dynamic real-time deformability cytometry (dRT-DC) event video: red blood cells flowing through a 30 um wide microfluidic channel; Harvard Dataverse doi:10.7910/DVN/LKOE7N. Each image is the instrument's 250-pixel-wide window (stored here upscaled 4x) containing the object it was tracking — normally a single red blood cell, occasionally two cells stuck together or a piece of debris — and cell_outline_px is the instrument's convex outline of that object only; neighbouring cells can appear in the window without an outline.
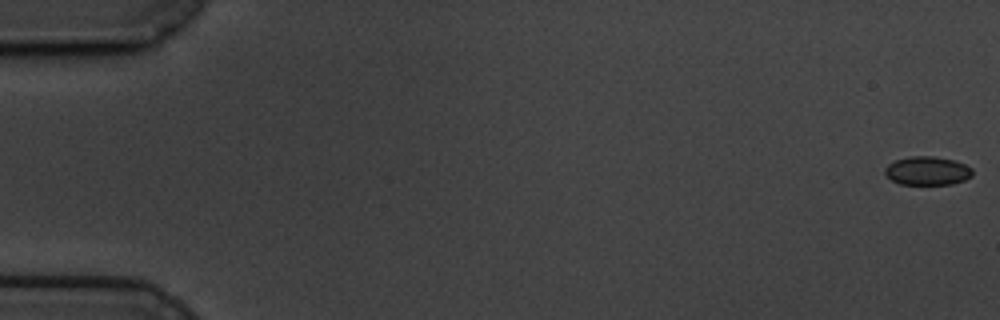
{"species": "common noctule bat (a hibernating species)", "species_latin": "Nyctalus noctula", "temperature_condition": "cold", "stored_images_in_passage": 34, "camera_frame_rate_fps": 3000, "um_per_image_px": 0.085, "animal": {"sex": "male", "body_mass_g": 19.5, "forearm_length_mm": 54.6}, "frame": {"image": 1, "passage_image": 1, "time_ms": 0.0, "image_size_px": [1000, 320], "cell_outline_px": [[972, 176], [964, 180], [952, 184], [900, 184], [892, 180], [884, 172], [884, 168], [888, 164], [896, 160], [912, 156], [932, 156], [952, 160], [964, 164], [972, 168]], "centroid_in_image_um": [78.82, 14.52], "position_along_channel_um": 6.2, "area_um2": 14.45}}
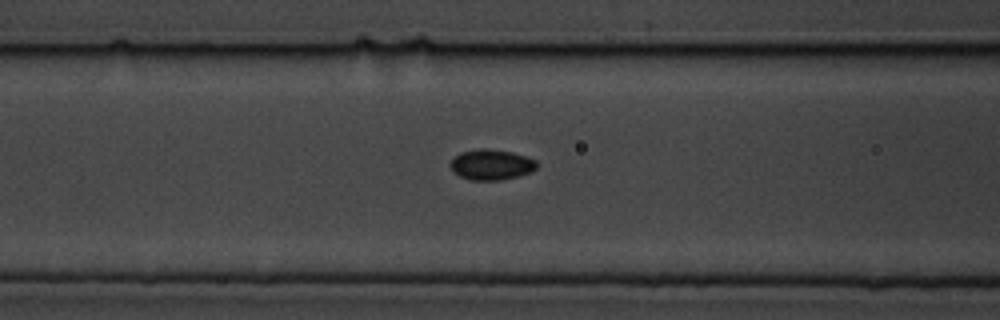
{"frame": {"image": 2, "passage_image": 25, "time_ms": 8.0, "image_size_px": [1000, 320], "cell_outline_px": [[536, 168], [532, 172], [500, 180], [468, 180], [452, 172], [448, 164], [460, 152], [480, 148], [484, 148], [512, 152], [536, 160]], "centroid_in_image_um": [41.72, 14.0], "position_along_channel_um": 124.9, "area_um2": 15.37}}
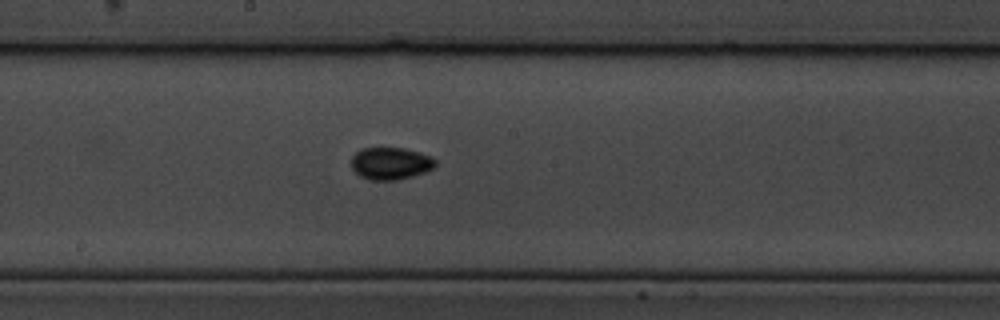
{"frame": {"image": 3, "passage_image": 33, "time_ms": 10.667, "image_size_px": [1000, 320], "cell_outline_px": [[436, 164], [432, 168], [424, 172], [412, 176], [396, 180], [368, 180], [360, 176], [352, 168], [352, 156], [360, 148], [404, 148], [420, 152], [436, 160]], "centroid_in_image_um": [33.17, 13.89], "position_along_channel_um": 215.0, "area_um2": 15.72}}